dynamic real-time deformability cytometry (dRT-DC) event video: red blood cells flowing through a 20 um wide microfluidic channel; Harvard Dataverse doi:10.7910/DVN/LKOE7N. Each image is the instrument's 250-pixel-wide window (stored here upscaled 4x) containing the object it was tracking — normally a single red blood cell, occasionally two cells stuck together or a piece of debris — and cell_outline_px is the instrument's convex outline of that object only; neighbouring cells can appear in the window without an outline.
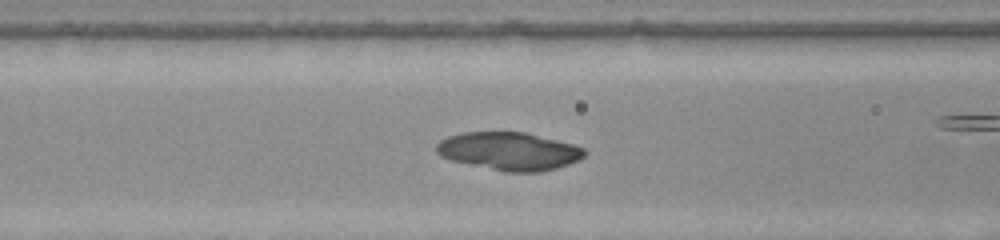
{"species": "common noctule bat (a hibernating species)", "species_latin": "Nyctalus noctula", "temperature_condition": "warm", "stored_images_in_passage": 36, "camera_frame_rate_fps": 3000, "um_per_image_px": 0.085, "animal": {"sex": "female", "body_mass_g": 22.0, "forearm_length_mm": 56.7}, "frame": {"image": 1, "passage_image": 5, "time_ms": 1.333, "image_size_px": [1000, 240], "cell_outline_px": [[588, 152], [580, 160], [556, 168], [540, 172], [504, 172], [452, 160], [440, 156], [436, 152], [436, 144], [440, 140], [448, 136], [460, 132], [524, 132], [576, 144], [584, 148]], "centroid_in_image_um": [43.3, 12.85], "position_along_channel_um": 123.3, "area_um2": 33.0}}
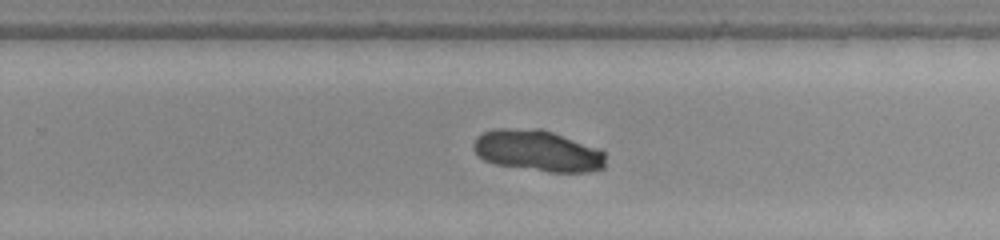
{"frame": {"image": 2, "passage_image": 17, "time_ms": 5.333, "image_size_px": [1000, 240], "cell_outline_px": [[604, 168], [588, 172], [548, 172], [496, 164], [484, 160], [472, 148], [472, 144], [476, 136], [484, 132], [496, 128], [540, 128], [600, 148], [604, 152]], "centroid_in_image_um": [45.7, 12.81], "position_along_channel_um": 284.1, "area_um2": 31.96}}
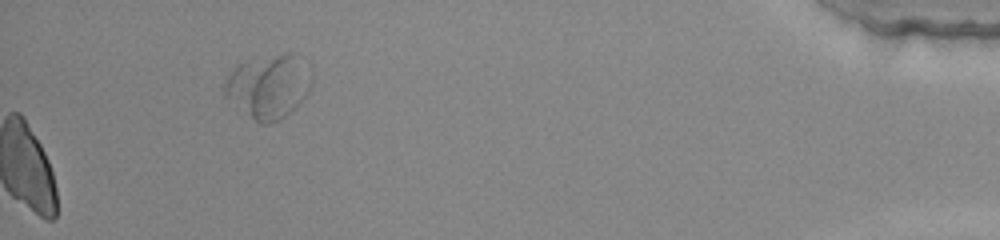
{"frame": {"image": 3, "passage_image": 36, "time_ms": 11.667, "image_size_px": [1000, 240], "cell_outline_px": [[312, 84], [308, 92], [280, 120], [268, 124], [260, 124], [224, 96], [224, 84], [232, 68], [240, 64], [288, 52], [292, 52], [304, 56], [312, 64]], "centroid_in_image_um": [22.9, 7.3], "position_along_channel_um": 412.3, "area_um2": 32.37}}